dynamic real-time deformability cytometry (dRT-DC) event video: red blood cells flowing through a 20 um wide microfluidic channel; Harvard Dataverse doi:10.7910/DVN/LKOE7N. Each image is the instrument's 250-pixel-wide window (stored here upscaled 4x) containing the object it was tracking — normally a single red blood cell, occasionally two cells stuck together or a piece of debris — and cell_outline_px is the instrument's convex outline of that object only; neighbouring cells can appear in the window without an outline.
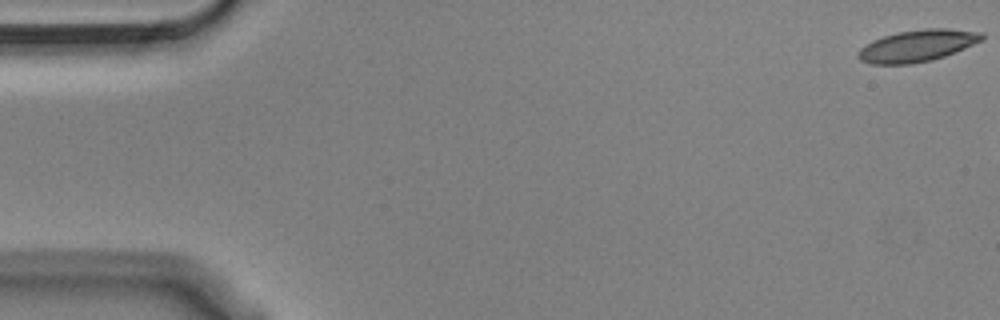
{"species": "Egyptian fruit bat (a non-hibernating species)", "species_latin": "Rousettus aegyptiacus", "temperature_condition": "cold", "stored_images_in_passage": 7, "camera_frame_rate_fps": 3000, "um_per_image_px": 0.085, "animal": {"sex": "male"}, "frame": {"image": 1, "passage_image": 1, "time_ms": 0.0, "image_size_px": [1000, 320], "cell_outline_px": [[984, 40], [944, 56], [932, 60], [912, 64], [872, 64], [860, 60], [856, 56], [856, 52], [860, 48], [872, 40], [896, 32], [924, 28], [948, 28], [984, 32]], "centroid_in_image_um": [77.97, 3.88], "position_along_channel_um": 7.0, "area_um2": 23.18}}